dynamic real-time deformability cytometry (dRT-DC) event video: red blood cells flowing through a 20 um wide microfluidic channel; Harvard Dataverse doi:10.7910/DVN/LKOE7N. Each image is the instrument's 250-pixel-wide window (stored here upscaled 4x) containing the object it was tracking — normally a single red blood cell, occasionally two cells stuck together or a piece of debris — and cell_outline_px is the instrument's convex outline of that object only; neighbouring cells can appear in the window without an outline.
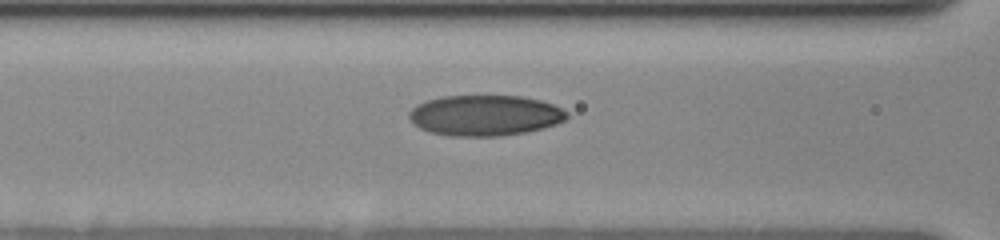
{"species": "human", "species_latin": "Homo sapiens", "temperature_condition": "cold", "stored_images_in_passage": 21, "camera_frame_rate_fps": 3000, "um_per_image_px": 0.085, "donor": {"sex": "female"}, "frame": {"image": 1, "passage_image": 3, "time_ms": 0.333, "image_size_px": [1000, 240], "cell_outline_px": [[568, 116], [564, 120], [556, 124], [544, 128], [524, 132], [500, 136], [448, 136], [428, 132], [412, 124], [408, 120], [408, 112], [416, 104], [428, 100], [444, 96], [520, 96], [540, 100], [552, 104], [568, 112]], "centroid_in_image_um": [41.17, 9.82], "position_along_channel_um": 125.4, "area_um2": 37.57}}
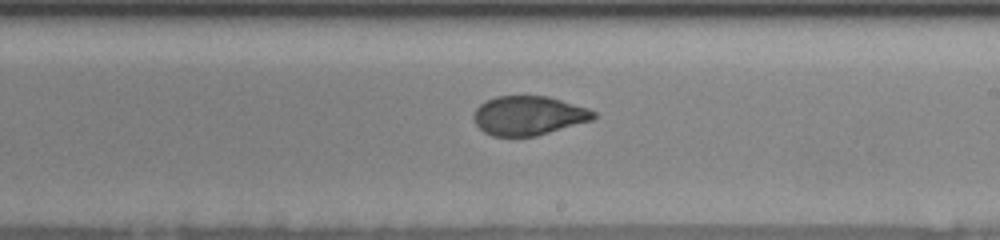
{"frame": {"image": 2, "passage_image": 12, "time_ms": 2.333, "image_size_px": [1000, 240], "cell_outline_px": [[596, 116], [592, 120], [536, 136], [492, 136], [484, 132], [476, 124], [472, 116], [476, 108], [480, 104], [496, 96], [548, 96], [588, 108], [596, 112]], "centroid_in_image_um": [44.92, 9.82], "position_along_channel_um": 244.1, "area_um2": 27.28}}
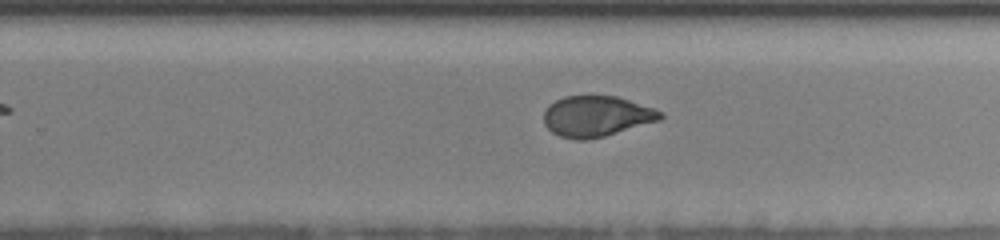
{"frame": {"image": 3, "passage_image": 17, "time_ms": 3.333, "image_size_px": [1000, 240], "cell_outline_px": [[664, 116], [660, 120], [604, 136], [588, 140], [576, 140], [560, 136], [552, 132], [544, 124], [544, 112], [548, 104], [564, 96], [616, 96], [664, 112]], "centroid_in_image_um": [50.68, 9.89], "position_along_channel_um": 279.1, "area_um2": 27.57}}